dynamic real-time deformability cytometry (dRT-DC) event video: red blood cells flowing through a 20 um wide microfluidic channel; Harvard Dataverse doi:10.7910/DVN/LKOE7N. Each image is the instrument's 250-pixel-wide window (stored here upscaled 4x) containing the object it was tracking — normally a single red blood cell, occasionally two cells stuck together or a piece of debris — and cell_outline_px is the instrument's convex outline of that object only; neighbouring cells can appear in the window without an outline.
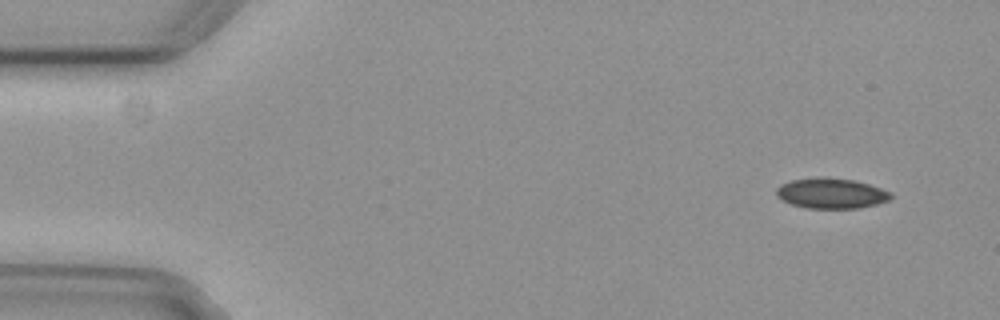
{"species": "common noctule bat (a hibernating species)", "species_latin": "Nyctalus noctula", "temperature_condition": "cold", "stored_images_in_passage": 4, "camera_frame_rate_fps": 3000, "um_per_image_px": 0.085, "animal": {"sex": "female", "body_mass_g": 29.2, "forearm_length_mm": 56.3}, "frame": {"image": 1, "passage_image": 1, "time_ms": 0.0, "image_size_px": [1000, 320], "cell_outline_px": [[892, 196], [888, 200], [876, 204], [860, 208], [808, 208], [792, 204], [776, 196], [776, 188], [780, 184], [792, 180], [820, 176], [824, 176], [852, 180], [868, 184], [892, 192]], "centroid_in_image_um": [70.64, 16.42], "position_along_channel_um": 14.4, "area_um2": 20.23}}
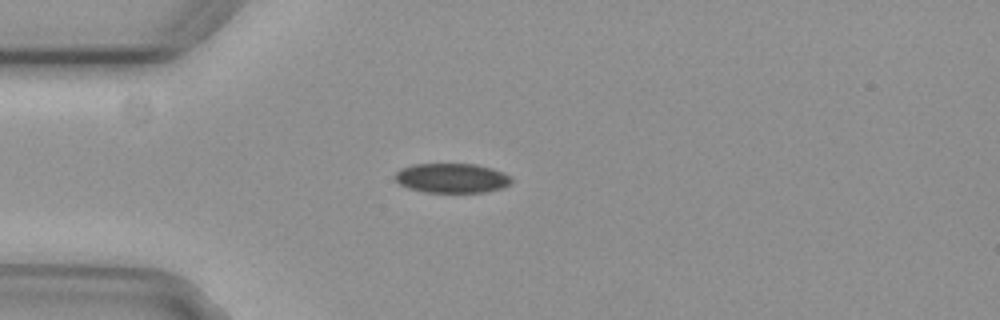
{"frame": {"image": 2, "passage_image": 3, "time_ms": 0.667, "image_size_px": [1000, 320], "cell_outline_px": [[512, 180], [504, 188], [484, 192], [424, 192], [408, 188], [400, 184], [392, 176], [400, 168], [412, 164], [476, 164], [492, 168], [504, 172], [512, 176]], "centroid_in_image_um": [38.4, 15.13], "position_along_channel_um": 46.6, "area_um2": 20.29}}